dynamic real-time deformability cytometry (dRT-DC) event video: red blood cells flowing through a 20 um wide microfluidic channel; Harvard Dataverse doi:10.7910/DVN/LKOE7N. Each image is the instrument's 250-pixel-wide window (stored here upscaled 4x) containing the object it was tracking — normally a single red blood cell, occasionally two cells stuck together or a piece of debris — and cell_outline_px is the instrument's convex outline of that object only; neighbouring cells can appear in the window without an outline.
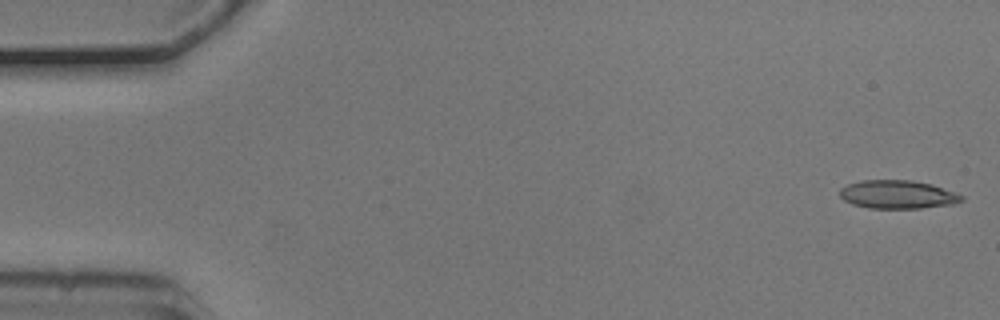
{"species": "common noctule bat (a hibernating species)", "species_latin": "Nyctalus noctula", "temperature_condition": "cold", "stored_images_in_passage": 18, "camera_frame_rate_fps": 3000, "um_per_image_px": 0.085, "animal": {"sex": "male", "body_mass_g": 20.5, "forearm_length_mm": 52.5}, "frame": {"image": 1, "passage_image": 1, "time_ms": 0.0, "image_size_px": [1000, 320], "cell_outline_px": [[964, 200], [952, 204], [920, 208], [868, 208], [852, 204], [844, 200], [840, 196], [840, 188], [848, 184], [860, 180], [912, 180], [932, 184], [964, 196]], "centroid_in_image_um": [76.28, 16.52], "position_along_channel_um": 8.7, "area_um2": 20.11}}
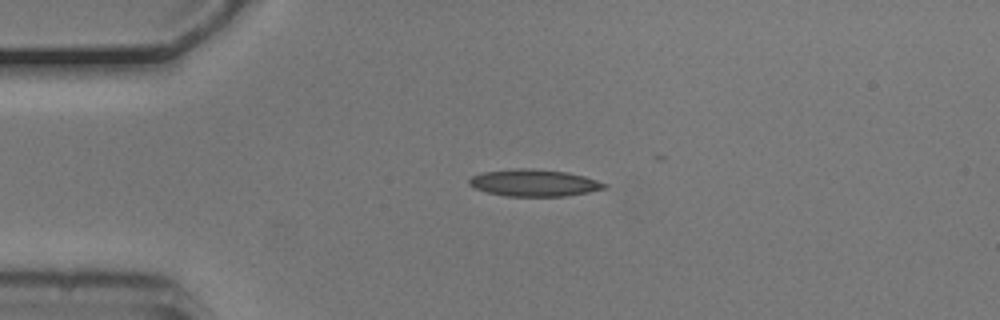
{"frame": {"image": 2, "passage_image": 12, "time_ms": 3.667, "image_size_px": [1000, 320], "cell_outline_px": [[608, 188], [588, 192], [564, 196], [504, 196], [488, 192], [476, 188], [468, 184], [468, 180], [472, 176], [484, 172], [524, 168], [568, 172], [584, 176], [608, 184]], "centroid_in_image_um": [45.43, 15.55], "position_along_channel_um": 39.6, "area_um2": 20.98}}
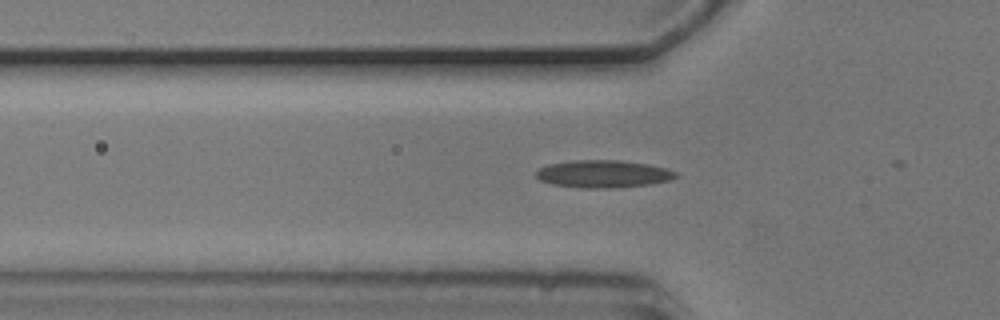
{"frame": {"image": 3, "passage_image": 17, "time_ms": 5.333, "image_size_px": [1000, 320], "cell_outline_px": [[680, 176], [672, 180], [648, 184], [608, 188], [584, 188], [552, 184], [540, 180], [536, 176], [536, 172], [540, 168], [548, 164], [576, 160], [620, 160], [648, 164], [668, 168], [676, 172]], "centroid_in_image_um": [51.32, 14.78], "position_along_channel_um": 74.5, "area_um2": 22.37}}